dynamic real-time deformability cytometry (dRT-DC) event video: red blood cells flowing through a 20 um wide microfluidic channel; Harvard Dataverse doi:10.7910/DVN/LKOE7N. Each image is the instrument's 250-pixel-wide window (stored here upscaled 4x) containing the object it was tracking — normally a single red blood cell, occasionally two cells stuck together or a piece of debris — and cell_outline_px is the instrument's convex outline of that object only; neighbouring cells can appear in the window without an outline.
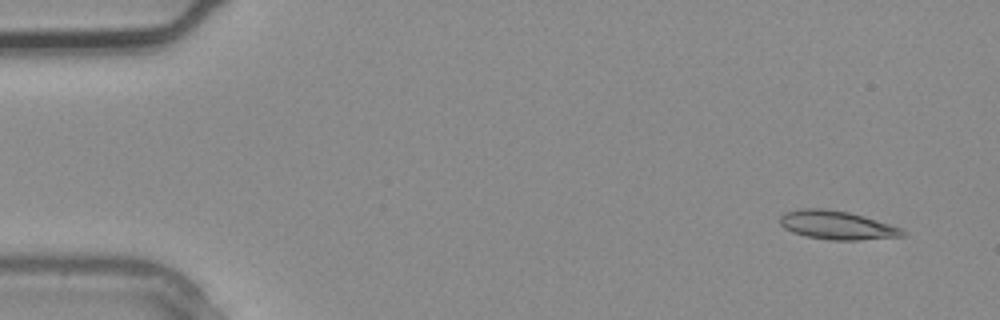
{"species": "common noctule bat (a hibernating species)", "species_latin": "Nyctalus noctula", "temperature_condition": "warm", "stored_images_in_passage": 4, "camera_frame_rate_fps": 3000, "um_per_image_px": 0.085, "animal": {"sex": "male", "body_mass_g": 20.4}, "frame": {"image": 1, "passage_image": 1, "time_ms": 0.0, "image_size_px": [1000, 320], "cell_outline_px": [[908, 232], [904, 236], [860, 240], [828, 240], [804, 236], [792, 232], [784, 228], [780, 224], [780, 216], [784, 212], [804, 208], [824, 208], [848, 212], [864, 216], [904, 228]], "centroid_in_image_um": [71.16, 19.14], "position_along_channel_um": 13.8, "area_um2": 20.75}}
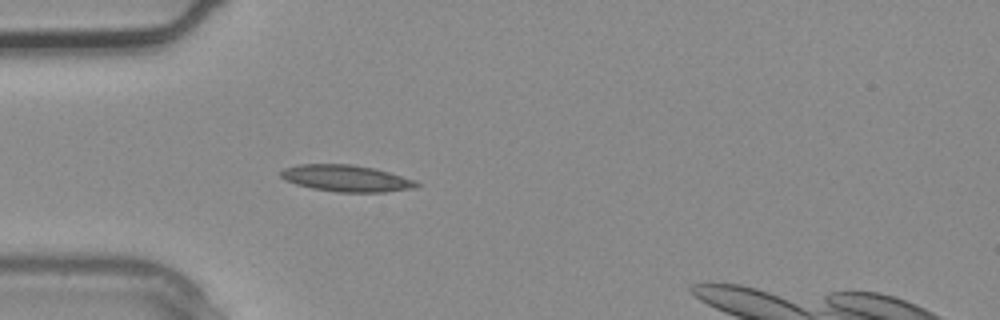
{"frame": {"image": 2, "passage_image": 3, "time_ms": 0.667, "image_size_px": [1000, 320], "cell_outline_px": [[420, 184], [416, 188], [384, 192], [336, 192], [312, 188], [296, 184], [284, 180], [280, 176], [280, 172], [284, 168], [296, 164], [352, 164], [376, 168], [416, 180]], "centroid_in_image_um": [29.44, 15.15], "position_along_channel_um": 55.6, "area_um2": 21.27}}